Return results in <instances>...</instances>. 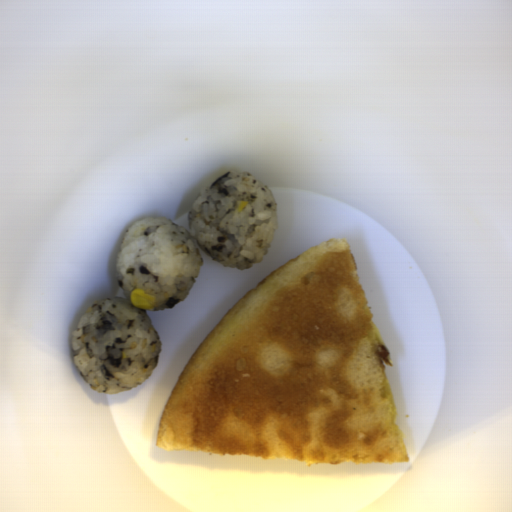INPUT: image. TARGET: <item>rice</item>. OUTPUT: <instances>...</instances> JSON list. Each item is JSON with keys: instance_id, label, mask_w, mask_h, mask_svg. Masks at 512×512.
<instances>
[{"instance_id": "652b925c", "label": "rice", "mask_w": 512, "mask_h": 512, "mask_svg": "<svg viewBox=\"0 0 512 512\" xmlns=\"http://www.w3.org/2000/svg\"><path fill=\"white\" fill-rule=\"evenodd\" d=\"M188 229L165 216L138 220L124 234L115 278L124 297L93 303L72 331L73 359L86 385L125 392L155 370L161 342L146 310L129 302L133 289L156 296L152 311L184 301L203 264L200 251L224 267L246 270L267 255L277 223L268 187L246 171L227 172L201 188Z\"/></svg>"}]
</instances>
